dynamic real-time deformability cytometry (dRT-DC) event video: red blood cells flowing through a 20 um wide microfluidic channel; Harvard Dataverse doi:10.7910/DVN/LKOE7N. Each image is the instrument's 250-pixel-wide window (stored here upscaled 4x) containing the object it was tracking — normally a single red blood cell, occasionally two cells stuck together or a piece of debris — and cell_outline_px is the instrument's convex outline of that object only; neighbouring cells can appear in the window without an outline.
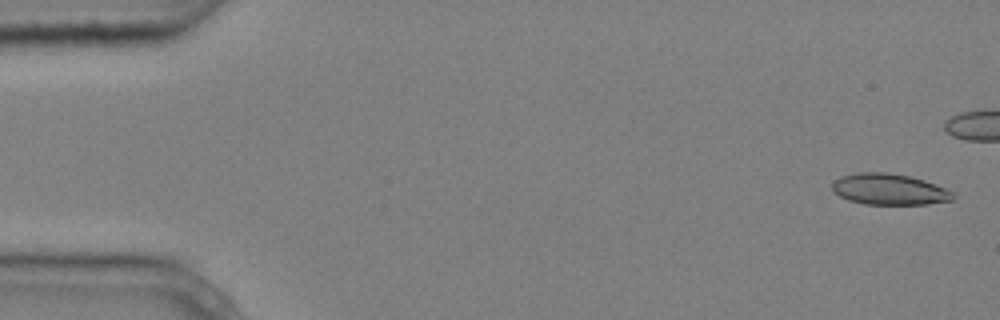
{"species": "common noctule bat (a hibernating species)", "species_latin": "Nyctalus noctula", "temperature_condition": "cold", "stored_images_in_passage": 6, "camera_frame_rate_fps": 3000, "um_per_image_px": 0.085, "animal": {"sex": "male", "body_mass_g": 20.4}, "frame": {"image": 1, "passage_image": 1, "time_ms": 0.0, "image_size_px": [1000, 320], "cell_outline_px": [[956, 196], [952, 200], [928, 204], [864, 204], [848, 200], [832, 192], [832, 184], [840, 176], [856, 172], [884, 172], [908, 176], [924, 180], [944, 188], [952, 192]], "centroid_in_image_um": [75.55, 16.09], "position_along_channel_um": 9.4, "area_um2": 21.85}}
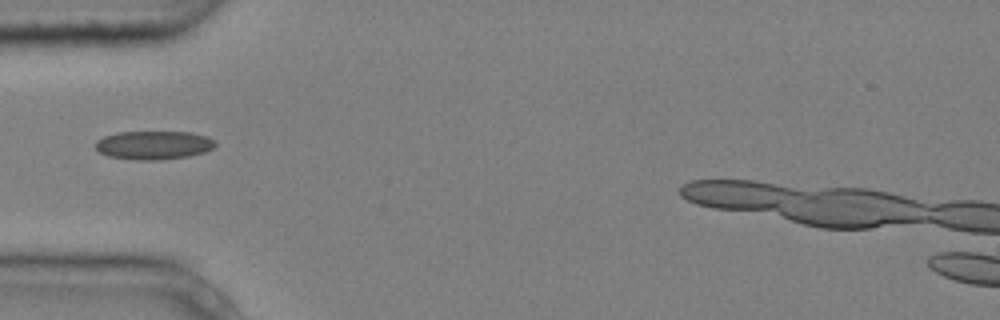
{"frame": {"image": 2, "passage_image": 6, "time_ms": 1.667, "image_size_px": [1000, 320], "cell_outline_px": [[216, 144], [212, 148], [204, 152], [188, 156], [156, 160], [136, 160], [108, 156], [100, 152], [96, 148], [96, 140], [104, 136], [120, 132], [188, 132], [208, 136], [216, 140]], "centroid_in_image_um": [13.07, 12.33], "position_along_channel_um": 71.9, "area_um2": 19.88}}